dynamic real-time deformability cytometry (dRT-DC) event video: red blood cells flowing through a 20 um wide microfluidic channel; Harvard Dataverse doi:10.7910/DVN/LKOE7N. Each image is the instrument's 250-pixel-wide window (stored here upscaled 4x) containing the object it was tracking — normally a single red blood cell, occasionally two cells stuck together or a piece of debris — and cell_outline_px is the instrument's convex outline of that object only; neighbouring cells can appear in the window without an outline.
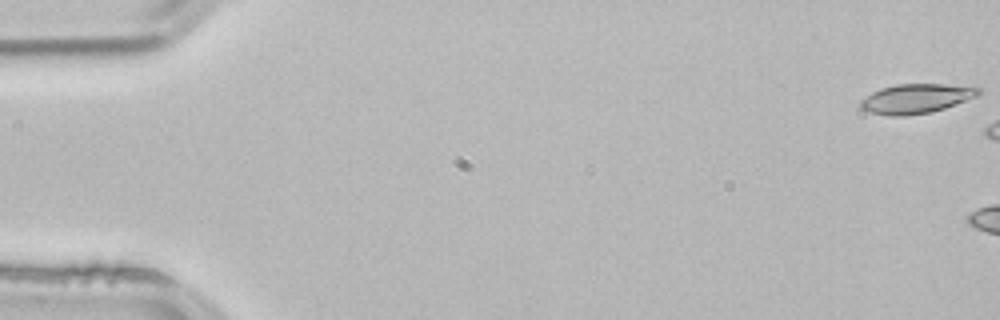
{"species": "common noctule bat (a hibernating species)", "species_latin": "Nyctalus noctula", "temperature_condition": "room temperature", "stored_images_in_passage": 5, "camera_frame_rate_fps": 3000, "um_per_image_px": 0.085, "animal": {"sex": "male", "body_mass_g": 21.5, "forearm_length_mm": 52.0}, "frame": {"image": 1, "passage_image": 1, "time_ms": 0.0, "image_size_px": [1000, 320], "cell_outline_px": [[980, 92], [976, 96], [944, 108], [932, 112], [904, 116], [888, 116], [868, 112], [860, 108], [860, 100], [872, 92], [880, 88], [896, 84], [940, 84], [980, 88]], "centroid_in_image_um": [77.78, 8.39], "position_along_channel_um": 7.2, "area_um2": 20.11}}